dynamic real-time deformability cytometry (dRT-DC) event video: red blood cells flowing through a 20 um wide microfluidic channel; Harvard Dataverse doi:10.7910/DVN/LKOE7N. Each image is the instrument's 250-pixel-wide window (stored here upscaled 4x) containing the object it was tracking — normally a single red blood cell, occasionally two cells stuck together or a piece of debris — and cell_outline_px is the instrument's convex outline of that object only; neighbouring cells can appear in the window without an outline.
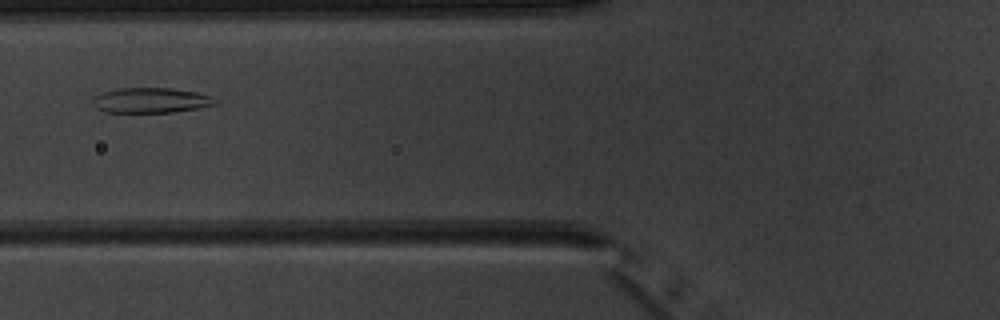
{"species": "common noctule bat (a hibernating species)", "species_latin": "Nyctalus noctula", "temperature_condition": "warm", "stored_images_in_passage": 5, "camera_frame_rate_fps": 3000, "um_per_image_px": 0.085, "animal": {"sex": "male", "body_mass_g": 20.1, "forearm_length_mm": 53.5}, "frame": {"image": 1, "passage_image": 3, "time_ms": 2.667, "image_size_px": [1000, 320], "cell_outline_px": [[216, 104], [196, 108], [172, 112], [104, 112], [96, 108], [92, 104], [92, 96], [100, 92], [116, 88], [172, 88], [196, 92], [212, 96], [216, 100]], "centroid_in_image_um": [12.74, 8.52], "position_along_channel_um": 113.1, "area_um2": 18.09}}
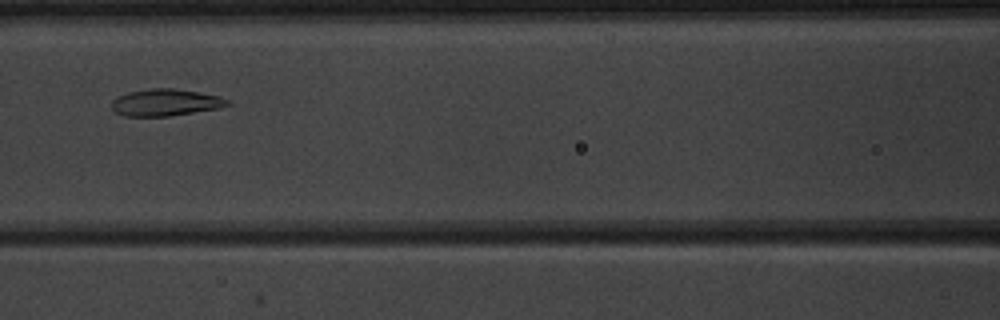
{"frame": {"image": 2, "passage_image": 4, "time_ms": 3.667, "image_size_px": [1000, 320], "cell_outline_px": [[232, 104], [220, 108], [168, 116], [124, 116], [116, 112], [112, 108], [112, 100], [116, 96], [128, 92], [152, 88], [176, 88], [200, 92], [220, 96], [228, 100]], "centroid_in_image_um": [14.08, 8.7], "position_along_channel_um": 152.5, "area_um2": 18.26}}
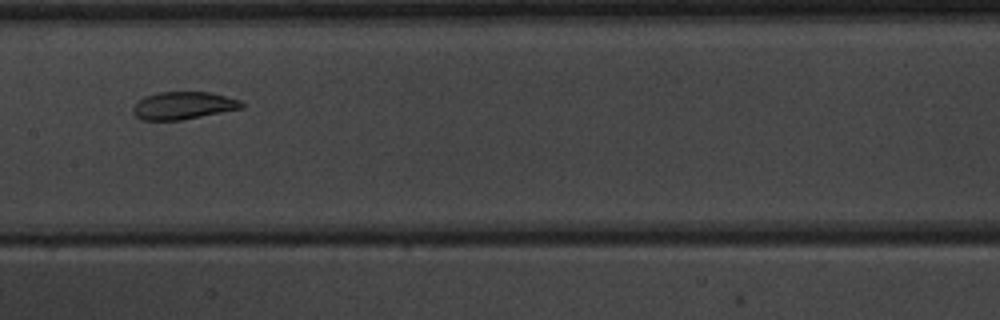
{"frame": {"image": 3, "passage_image": 5, "time_ms": 4.667, "image_size_px": [1000, 320], "cell_outline_px": [[244, 108], [180, 120], [140, 120], [132, 112], [132, 108], [136, 100], [144, 96], [160, 92], [208, 92], [240, 100], [244, 104]], "centroid_in_image_um": [15.53, 8.97], "position_along_channel_um": 191.9, "area_um2": 17.51}}